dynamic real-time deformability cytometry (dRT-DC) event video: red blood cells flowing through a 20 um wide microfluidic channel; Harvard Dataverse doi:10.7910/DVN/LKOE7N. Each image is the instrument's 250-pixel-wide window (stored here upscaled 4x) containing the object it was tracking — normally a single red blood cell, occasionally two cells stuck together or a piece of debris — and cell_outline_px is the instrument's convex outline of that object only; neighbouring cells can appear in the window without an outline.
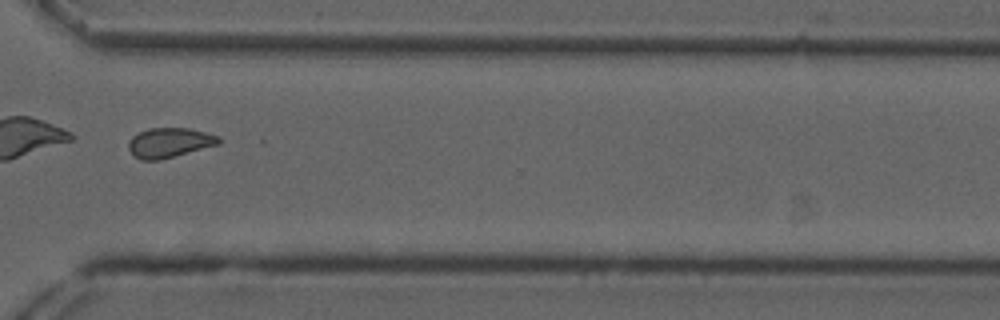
{"species": "common noctule bat (a hibernating species)", "species_latin": "Nyctalus noctula", "temperature_condition": "cold", "stored_images_in_passage": 52, "segment_of_instrument_passage": [2, 2], "camera_frame_rate_fps": 3000, "um_per_image_px": 0.085, "animal": {"sex": "male", "forearm_length_mm": 52.5}, "frame": {"image": 1, "passage_image": 41, "time_ms": 13.333, "image_size_px": [1000, 320], "cell_outline_px": [[220, 144], [160, 160], [140, 160], [128, 148], [128, 140], [132, 136], [148, 128], [188, 128], [220, 136]], "centroid_in_image_um": [14.4, 12.12], "position_along_channel_um": 356.2, "area_um2": 15.61}}